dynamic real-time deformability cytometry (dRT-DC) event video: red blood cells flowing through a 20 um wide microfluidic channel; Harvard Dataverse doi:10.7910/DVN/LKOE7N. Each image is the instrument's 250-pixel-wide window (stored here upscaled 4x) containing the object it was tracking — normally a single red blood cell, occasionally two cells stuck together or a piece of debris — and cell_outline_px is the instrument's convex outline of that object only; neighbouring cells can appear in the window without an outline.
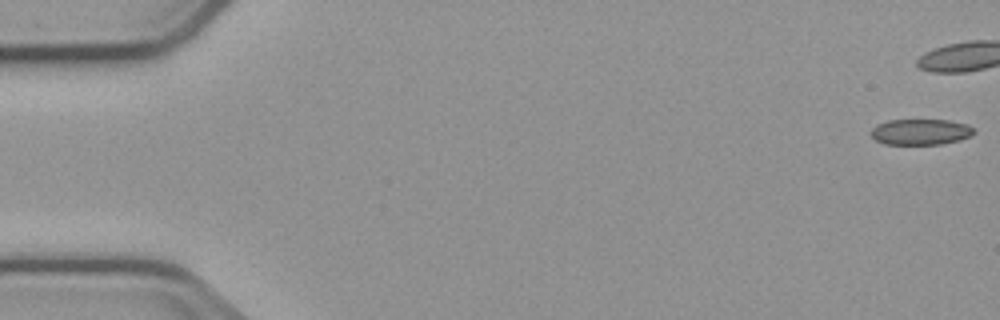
{"species": "common noctule bat (a hibernating species)", "species_latin": "Nyctalus noctula", "temperature_condition": "cold", "stored_images_in_passage": 6, "camera_frame_rate_fps": 3000, "um_per_image_px": 0.085, "animal": {"sex": "male", "body_mass_g": 23.1, "forearm_length_mm": 52.7}, "frame": {"image": 1, "passage_image": 1, "time_ms": 0.0, "image_size_px": [1000, 320], "cell_outline_px": [[976, 132], [972, 136], [960, 140], [944, 144], [884, 144], [876, 140], [872, 136], [872, 128], [876, 124], [888, 120], [948, 120], [968, 124]], "centroid_in_image_um": [78.29, 11.21], "position_along_channel_um": 6.7, "area_um2": 15.61}}